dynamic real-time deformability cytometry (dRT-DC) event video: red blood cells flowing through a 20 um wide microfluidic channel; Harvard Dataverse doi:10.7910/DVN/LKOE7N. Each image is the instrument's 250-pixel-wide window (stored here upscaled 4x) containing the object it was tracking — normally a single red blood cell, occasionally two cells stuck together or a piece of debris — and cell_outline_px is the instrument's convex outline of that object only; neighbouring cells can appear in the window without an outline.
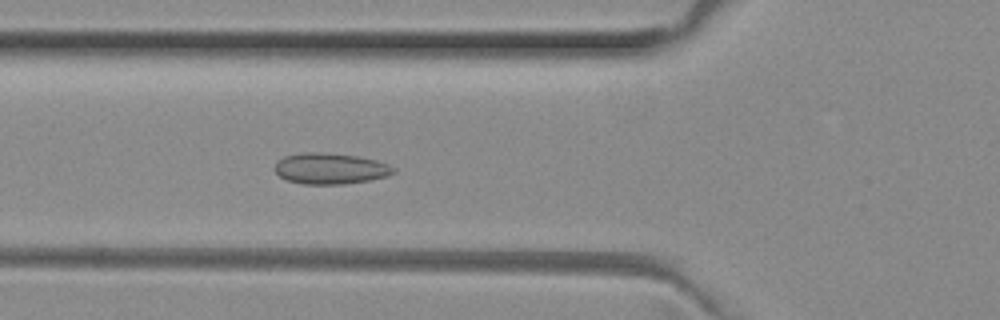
{"species": "common noctule bat (a hibernating species)", "species_latin": "Nyctalus noctula", "temperature_condition": "room temperature", "stored_images_in_passage": 43, "camera_frame_rate_fps": 3000, "um_per_image_px": 0.085, "animal": {"sex": "female", "body_mass_g": 29.2, "forearm_length_mm": 56.3}, "frame": {"image": 1, "passage_image": 10, "time_ms": 3.0, "image_size_px": [1000, 320], "cell_outline_px": [[396, 172], [388, 176], [368, 180], [344, 184], [304, 184], [288, 180], [280, 176], [272, 168], [284, 156], [304, 152], [324, 152], [356, 156], [376, 160], [388, 164], [396, 168]], "centroid_in_image_um": [28.09, 14.32], "position_along_channel_um": 97.7, "area_um2": 21.44}}
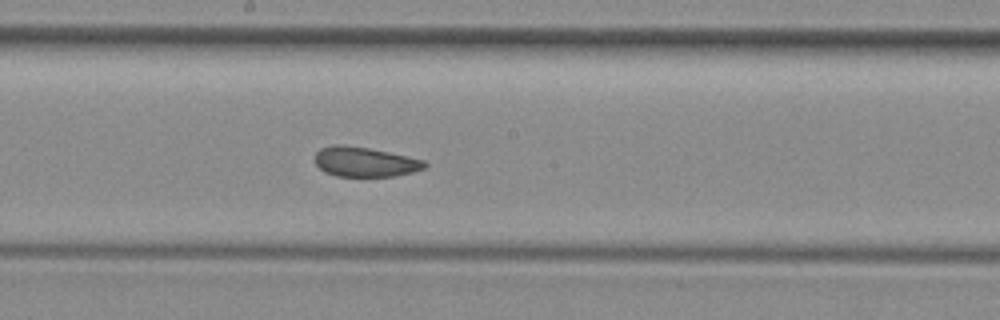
{"frame": {"image": 2, "passage_image": 19, "time_ms": 6.0, "image_size_px": [1000, 320], "cell_outline_px": [[428, 164], [424, 168], [412, 172], [392, 176], [336, 176], [324, 172], [316, 164], [316, 152], [320, 148], [336, 144], [344, 144], [368, 148], [388, 152], [424, 160]], "centroid_in_image_um": [30.99, 13.75], "position_along_channel_um": 217.2, "area_um2": 18.9}}
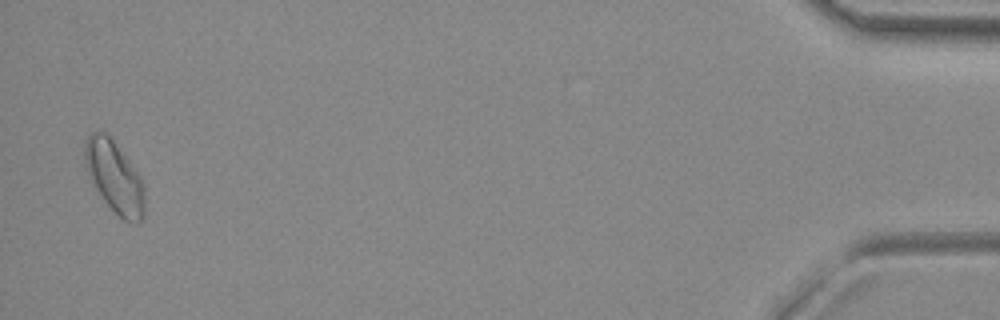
{"frame": {"image": 3, "passage_image": 42, "time_ms": 13.667, "image_size_px": [1000, 320], "cell_outline_px": [[144, 216], [136, 224], [124, 220], [104, 200], [88, 176], [84, 164], [84, 144], [88, 136], [92, 132], [104, 132], [112, 140], [128, 160], [140, 176], [144, 184]], "centroid_in_image_um": [9.72, 15.05], "position_along_channel_um": 425.5, "area_um2": 24.62}, "authors_computed_cell_mechanics": {"area_um2": 20.519, "velocity_mm_per_s": 3.9799, "shape_relaxation_time_tau1_ms": null, "shape_relaxation_time_tau2_ms": 1.5598, "deformation_change_tau1": null, "deformation_change_tau2": 0.0711}}